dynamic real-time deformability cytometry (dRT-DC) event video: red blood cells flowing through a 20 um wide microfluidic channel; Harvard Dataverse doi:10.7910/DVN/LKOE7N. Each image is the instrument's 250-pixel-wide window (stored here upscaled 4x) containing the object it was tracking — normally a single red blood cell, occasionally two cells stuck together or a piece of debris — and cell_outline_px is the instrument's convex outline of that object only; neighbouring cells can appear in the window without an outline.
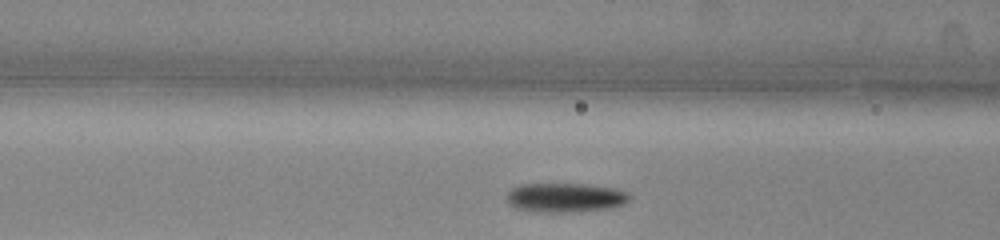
{"species": "common noctule bat (a hibernating species)", "species_latin": "Nyctalus noctula", "temperature_condition": "warm", "stored_images_in_passage": 31, "camera_frame_rate_fps": 3000, "um_per_image_px": 0.085, "animal": {"sex": "male", "body_mass_g": 13.0, "forearm_length_mm": 53.1}, "frame": {"image": 1, "passage_image": 9, "time_ms": 2.667, "image_size_px": [1000, 240], "cell_outline_px": [[632, 196], [624, 204], [608, 208], [564, 212], [548, 212], [516, 208], [508, 204], [508, 192], [512, 188], [520, 184], [588, 184], [616, 188], [628, 192]], "centroid_in_image_um": [48.08, 16.77], "position_along_channel_um": 118.5, "area_um2": 20.75}}
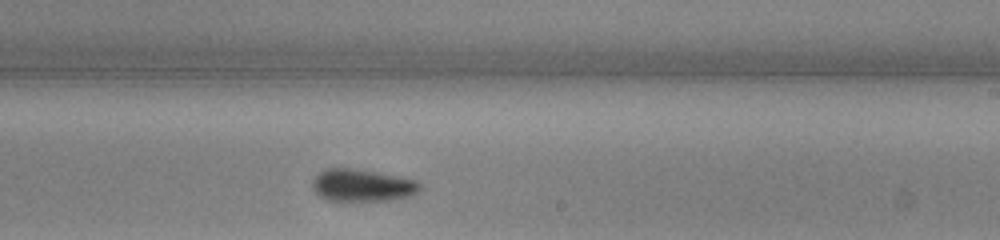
{"frame": {"image": 2, "passage_image": 20, "time_ms": 6.333, "image_size_px": [1000, 240], "cell_outline_px": [[420, 192], [412, 196], [392, 200], [328, 200], [320, 196], [312, 188], [312, 180], [320, 172], [328, 168], [356, 168], [416, 180], [420, 184]], "centroid_in_image_um": [30.81, 15.75], "position_along_channel_um": 258.2, "area_um2": 20.17}}
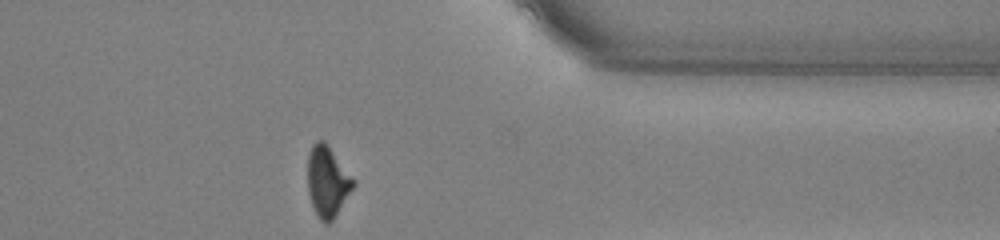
{"frame": {"image": 3, "passage_image": 31, "time_ms": 10.0, "image_size_px": [1000, 240], "cell_outline_px": [[356, 184], [332, 220], [328, 224], [324, 224], [320, 220], [312, 204], [308, 192], [308, 152], [312, 144], [316, 140], [324, 140], [356, 180]], "centroid_in_image_um": [27.84, 15.4], "position_along_channel_um": 383.6, "area_um2": 18.84}, "authors_computed_cell_mechanics": {"area_um2": 20.23, "velocity_mm_per_s": 3.8171, "shape_relaxation_time_tau1_ms": 3.556, "shape_relaxation_time_tau2_ms": null, "deformation_change_tau1": 0.1591, "deformation_change_tau2": null}}